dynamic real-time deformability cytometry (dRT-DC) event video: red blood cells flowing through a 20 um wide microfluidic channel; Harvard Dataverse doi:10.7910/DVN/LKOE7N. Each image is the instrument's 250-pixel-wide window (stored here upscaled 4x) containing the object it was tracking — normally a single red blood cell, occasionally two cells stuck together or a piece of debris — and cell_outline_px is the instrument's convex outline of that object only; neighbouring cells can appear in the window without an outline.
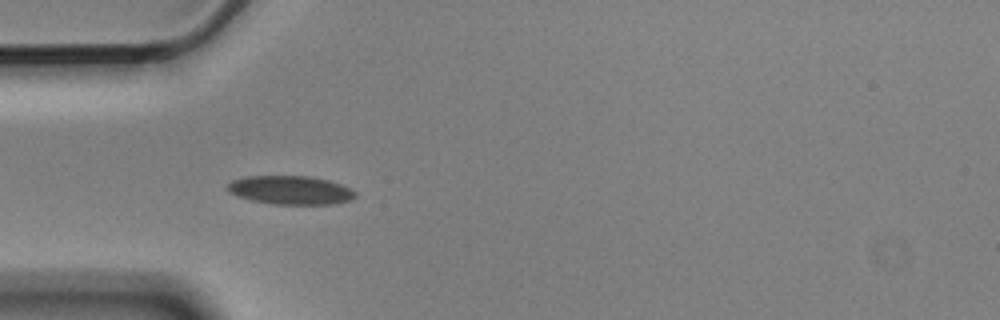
{"species": "Egyptian fruit bat (a non-hibernating species)", "species_latin": "Rousettus aegyptiacus", "temperature_condition": "cold", "stored_images_in_passage": 4, "camera_frame_rate_fps": 3000, "um_per_image_px": 0.085, "animal": {"sex": "male"}, "frame": {"image": 1, "passage_image": 4, "time_ms": 1.0, "image_size_px": [1000, 320], "cell_outline_px": [[356, 196], [352, 200], [332, 204], [276, 204], [252, 200], [228, 192], [228, 184], [232, 180], [244, 176], [312, 176], [328, 180], [340, 184], [356, 192]], "centroid_in_image_um": [24.71, 16.15], "position_along_channel_um": 60.3, "area_um2": 21.21}}